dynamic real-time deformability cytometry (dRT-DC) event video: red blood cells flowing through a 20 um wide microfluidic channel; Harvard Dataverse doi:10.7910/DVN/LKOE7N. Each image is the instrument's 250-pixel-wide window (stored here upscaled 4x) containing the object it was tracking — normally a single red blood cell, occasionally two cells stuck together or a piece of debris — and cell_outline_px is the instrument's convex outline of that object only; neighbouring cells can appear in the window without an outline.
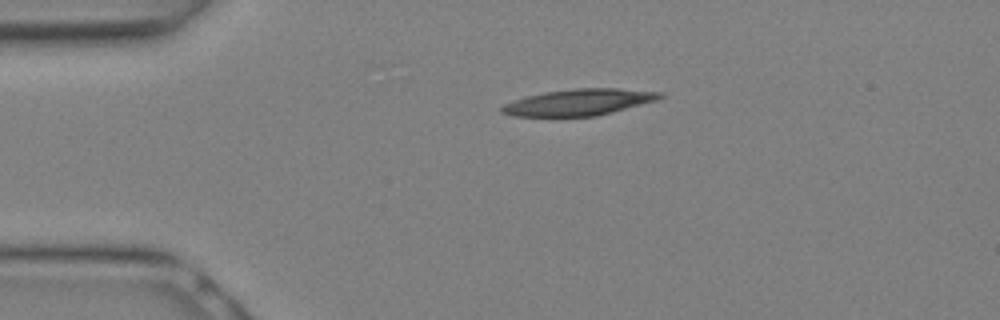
{"species": "Egyptian fruit bat (a non-hibernating species)", "species_latin": "Rousettus aegyptiacus", "temperature_condition": "warm", "stored_images_in_passage": 5, "camera_frame_rate_fps": 3000, "um_per_image_px": 0.085, "animal": {"sex": "female"}, "frame": {"image": 1, "passage_image": 1, "time_ms": 0.0, "image_size_px": [1000, 320], "cell_outline_px": [[660, 96], [648, 100], [620, 108], [588, 116], [524, 116], [508, 112], [504, 108], [520, 100], [552, 92], [596, 88], [632, 92]], "centroid_in_image_um": [49.02, 8.73], "position_along_channel_um": 36.0, "area_um2": 20.17}}
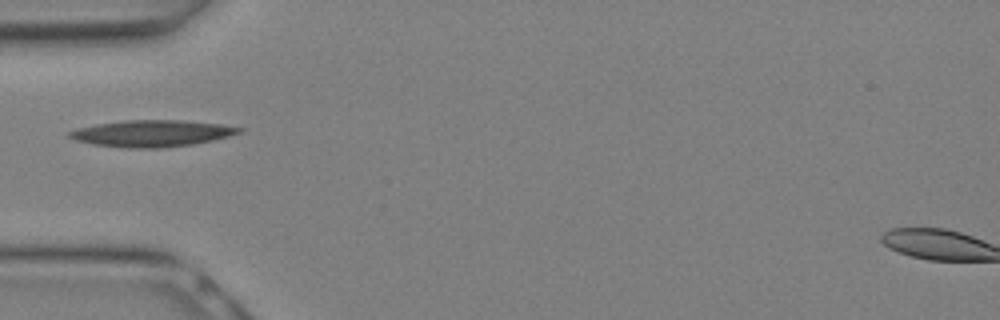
{"frame": {"image": 2, "passage_image": 4, "time_ms": 1.0, "image_size_px": [1000, 320], "cell_outline_px": [[236, 128], [232, 132], [220, 136], [204, 140], [180, 144], [104, 144], [84, 140], [72, 136], [72, 132], [108, 124], [208, 124]], "centroid_in_image_um": [12.87, 11.35], "position_along_channel_um": 72.1, "area_um2": 19.13}}